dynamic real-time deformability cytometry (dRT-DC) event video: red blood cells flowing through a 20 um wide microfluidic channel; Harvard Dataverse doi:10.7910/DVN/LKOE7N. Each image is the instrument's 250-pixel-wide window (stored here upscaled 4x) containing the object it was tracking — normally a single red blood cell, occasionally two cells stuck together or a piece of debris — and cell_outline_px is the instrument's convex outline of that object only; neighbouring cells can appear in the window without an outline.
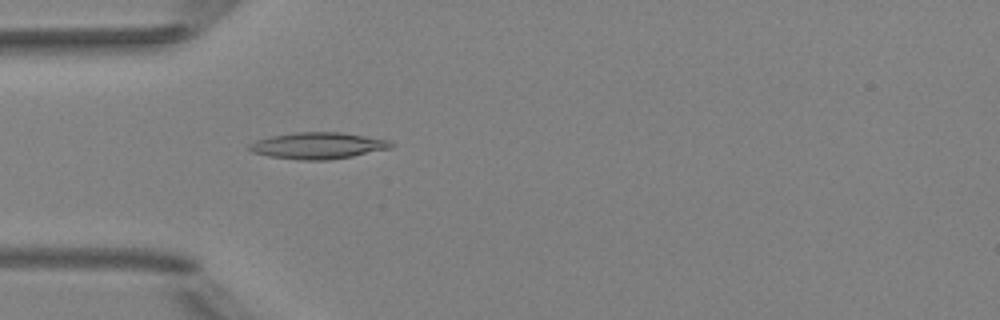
{"species": "Egyptian fruit bat (a non-hibernating species)", "species_latin": "Rousettus aegyptiacus", "temperature_condition": "room temperature", "stored_images_in_passage": 3, "camera_frame_rate_fps": 3000, "um_per_image_px": 0.085, "animal": {"sex": "female"}, "frame": {"image": 1, "passage_image": 3, "time_ms": 3.0, "image_size_px": [1000, 320], "cell_outline_px": [[392, 148], [352, 156], [328, 160], [300, 160], [268, 156], [252, 152], [248, 148], [248, 144], [256, 140], [272, 136], [296, 132], [340, 132], [392, 140]], "centroid_in_image_um": [27.03, 12.38], "position_along_channel_um": 58.0, "area_um2": 21.91}}